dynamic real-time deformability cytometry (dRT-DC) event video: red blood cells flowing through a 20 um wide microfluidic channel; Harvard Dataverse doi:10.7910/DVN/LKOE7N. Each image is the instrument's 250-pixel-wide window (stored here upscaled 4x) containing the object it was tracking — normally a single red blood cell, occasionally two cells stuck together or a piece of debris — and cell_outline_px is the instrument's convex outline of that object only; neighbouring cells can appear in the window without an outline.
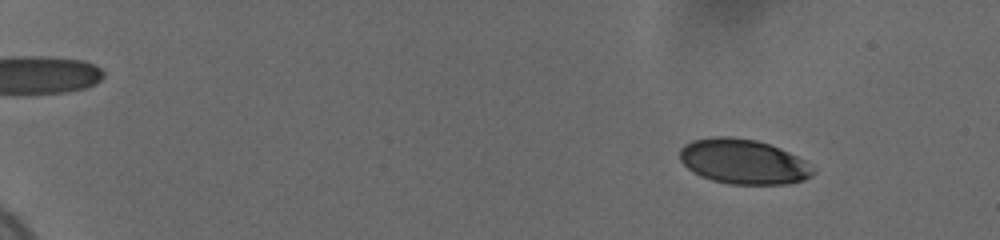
{"species": "human", "species_latin": "Homo sapiens", "temperature_condition": "cold", "stored_images_in_passage": 59, "camera_frame_rate_fps": 3000, "um_per_image_px": 0.085, "donor": {"sex": "female"}, "frame": {"image": 1, "passage_image": 8, "time_ms": 2.333, "image_size_px": [1000, 240], "cell_outline_px": [[816, 172], [812, 176], [804, 180], [788, 184], [728, 184], [712, 180], [700, 176], [692, 172], [680, 160], [680, 148], [684, 144], [692, 140], [712, 136], [732, 136], [756, 140], [780, 148], [804, 160], [816, 168]], "centroid_in_image_um": [63.19, 13.74], "position_along_channel_um": 21.8, "area_um2": 35.2}}
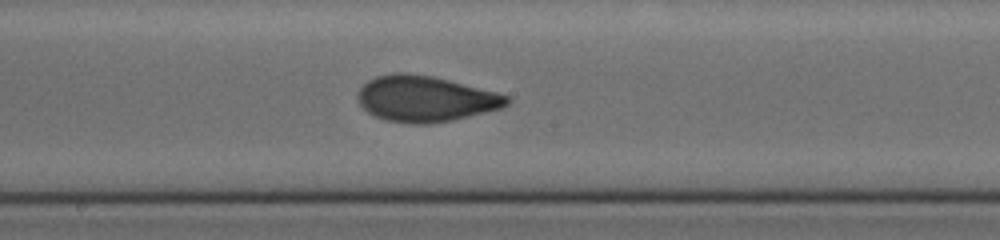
{"frame": {"image": 2, "passage_image": 36, "time_ms": 11.667, "image_size_px": [1000, 240], "cell_outline_px": [[512, 100], [508, 104], [500, 108], [452, 120], [428, 124], [412, 124], [384, 120], [368, 112], [360, 104], [356, 96], [360, 88], [368, 80], [376, 76], [396, 72], [404, 72], [432, 76], [496, 92], [508, 96]], "centroid_in_image_um": [36.12, 8.39], "position_along_channel_um": 212.1, "area_um2": 39.65}}
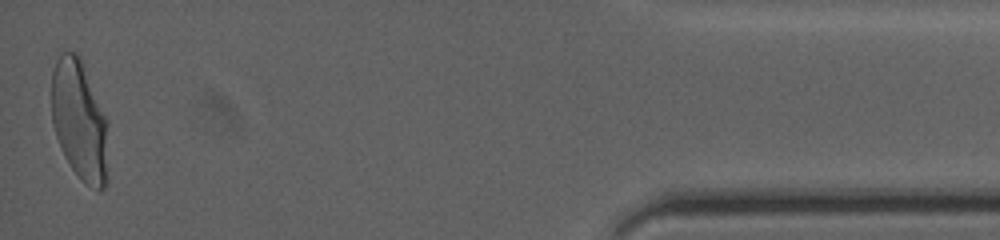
{"frame": {"image": 3, "passage_image": 59, "time_ms": 19.333, "image_size_px": [1000, 240], "cell_outline_px": [[108, 180], [104, 188], [100, 192], [80, 180], [64, 156], [56, 136], [52, 124], [52, 72], [56, 60], [60, 52], [76, 52], [80, 56], [104, 116]], "centroid_in_image_um": [6.72, 10.26], "position_along_channel_um": 428.5, "area_um2": 39.02}, "authors_computed_cell_mechanics": {"area_um2": 38.148, "velocity_mm_per_s": 3.6679, "shape_relaxation_time_tau1_ms": 5.0693, "shape_relaxation_time_tau2_ms": 0.9711, "deformation_change_tau1": 0.1744, "deformation_change_tau2": 0.0648}}